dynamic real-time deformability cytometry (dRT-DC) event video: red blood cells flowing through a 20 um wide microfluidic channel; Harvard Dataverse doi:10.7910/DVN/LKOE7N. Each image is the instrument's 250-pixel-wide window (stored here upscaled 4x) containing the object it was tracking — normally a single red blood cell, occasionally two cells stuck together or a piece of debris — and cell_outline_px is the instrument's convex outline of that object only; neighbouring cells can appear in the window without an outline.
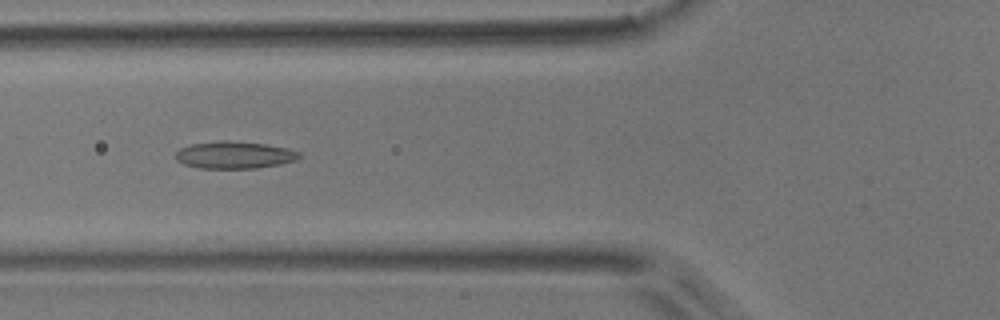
{"species": "common noctule bat (a hibernating species)", "species_latin": "Nyctalus noctula", "temperature_condition": "room temperature", "stored_images_in_passage": 7, "camera_frame_rate_fps": 3000, "um_per_image_px": 0.085, "animal": {"sex": "male", "body_mass_g": 17.9}, "frame": {"image": 1, "passage_image": 5, "time_ms": 1.333, "image_size_px": [1000, 320], "cell_outline_px": [[300, 156], [296, 160], [280, 164], [256, 168], [200, 168], [184, 164], [176, 160], [176, 152], [180, 148], [192, 144], [224, 140], [228, 140], [264, 144], [288, 148], [300, 152]], "centroid_in_image_um": [19.93, 13.17], "position_along_channel_um": 105.9, "area_um2": 19.48}}
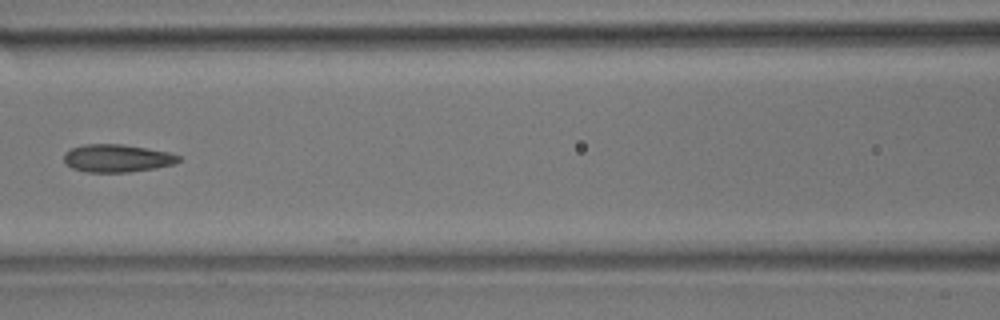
{"frame": {"image": 2, "passage_image": 6, "time_ms": 1.667, "image_size_px": [1000, 320], "cell_outline_px": [[184, 160], [176, 164], [156, 168], [128, 172], [88, 172], [72, 168], [64, 164], [64, 152], [72, 148], [84, 144], [120, 144], [168, 152], [180, 156]], "centroid_in_image_um": [9.96, 13.46], "position_along_channel_um": 156.6, "area_um2": 18.67}}
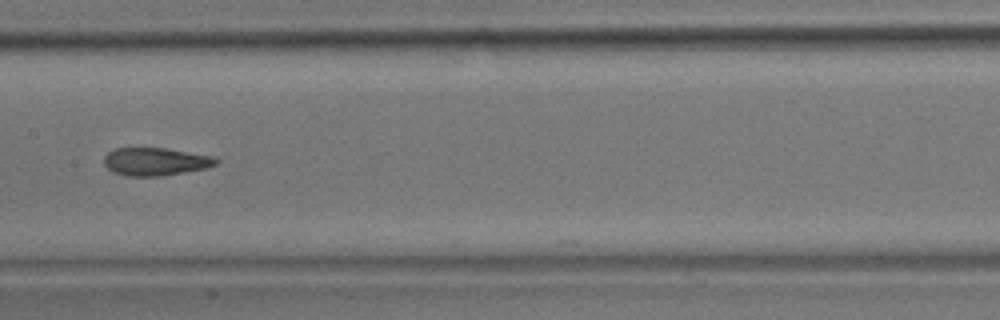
{"frame": {"image": 3, "passage_image": 7, "time_ms": 2.0, "image_size_px": [1000, 320], "cell_outline_px": [[220, 160], [216, 164], [208, 168], [164, 176], [128, 176], [112, 172], [104, 164], [104, 156], [108, 152], [116, 148], [168, 148], [216, 156]], "centroid_in_image_um": [13.27, 13.73], "position_along_channel_um": 194.1, "area_um2": 18.55}}